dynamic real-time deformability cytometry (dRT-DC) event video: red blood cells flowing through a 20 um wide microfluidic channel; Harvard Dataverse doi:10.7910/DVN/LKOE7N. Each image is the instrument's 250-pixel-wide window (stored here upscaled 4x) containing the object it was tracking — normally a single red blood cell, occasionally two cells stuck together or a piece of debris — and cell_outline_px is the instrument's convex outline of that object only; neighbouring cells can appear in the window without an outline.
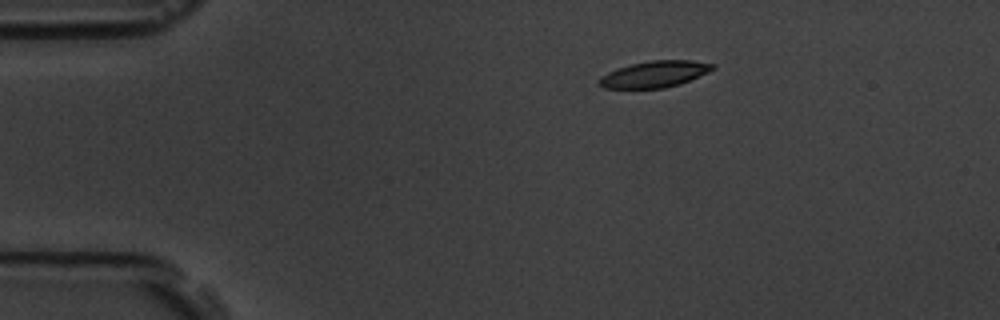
{"species": "common noctule bat (a hibernating species)", "species_latin": "Nyctalus noctula", "temperature_condition": "room temperature", "stored_images_in_passage": 2, "camera_frame_rate_fps": 3000, "um_per_image_px": 0.085, "animal": {"sex": "male", "body_mass_g": 19.5, "forearm_length_mm": 54.6}, "frame": {"image": 1, "passage_image": 1, "time_ms": 0.0, "image_size_px": [1000, 320], "cell_outline_px": [[716, 68], [708, 72], [680, 84], [664, 88], [604, 88], [596, 84], [596, 80], [600, 76], [608, 72], [632, 64], [652, 60], [692, 60], [716, 64]], "centroid_in_image_um": [55.63, 6.31], "position_along_channel_um": 29.4, "area_um2": 17.51}}